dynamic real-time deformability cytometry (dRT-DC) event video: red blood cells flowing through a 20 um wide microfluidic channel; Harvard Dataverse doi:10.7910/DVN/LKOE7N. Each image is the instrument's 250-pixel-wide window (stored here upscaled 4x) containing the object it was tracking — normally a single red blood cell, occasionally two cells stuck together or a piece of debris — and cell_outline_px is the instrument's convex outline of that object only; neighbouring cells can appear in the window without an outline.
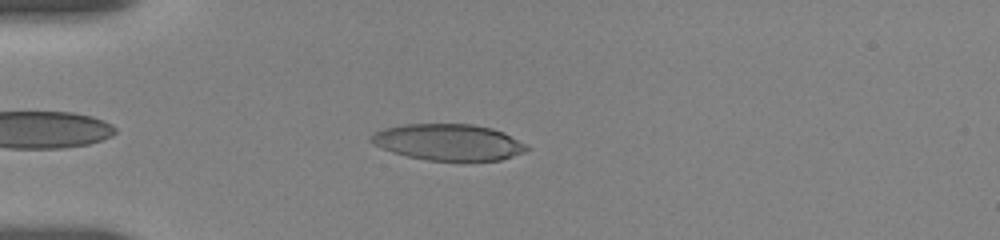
{"species": "human", "species_latin": "Homo sapiens", "temperature_condition": "room temperature", "stored_images_in_passage": 32, "camera_frame_rate_fps": 3000, "um_per_image_px": 0.085, "donor": {"sex": "female"}, "frame": {"image": 1, "passage_image": 6, "time_ms": 1.667, "image_size_px": [1000, 240], "cell_outline_px": [[532, 148], [524, 152], [500, 160], [428, 160], [408, 156], [392, 152], [372, 144], [368, 140], [368, 136], [372, 132], [384, 128], [404, 124], [472, 124], [492, 128], [504, 132], [528, 144]], "centroid_in_image_um": [38.1, 12.07], "position_along_channel_um": 46.9, "area_um2": 33.18}}
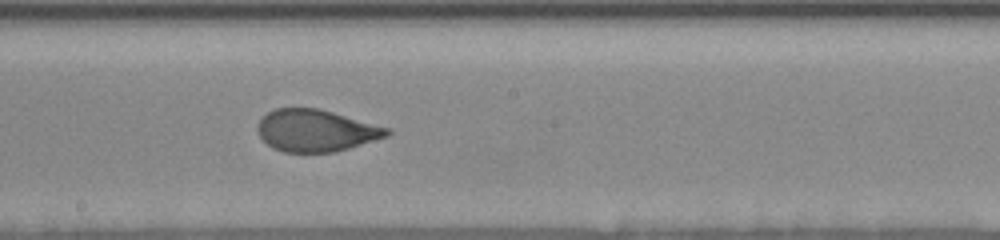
{"frame": {"image": 2, "passage_image": 18, "time_ms": 7.0, "image_size_px": [1000, 240], "cell_outline_px": [[392, 132], [388, 136], [348, 148], [332, 152], [284, 152], [272, 148], [260, 136], [256, 128], [260, 120], [268, 112], [276, 108], [316, 108], [332, 112], [392, 128]], "centroid_in_image_um": [26.87, 11.1], "position_along_channel_um": 221.3, "area_um2": 31.5}}
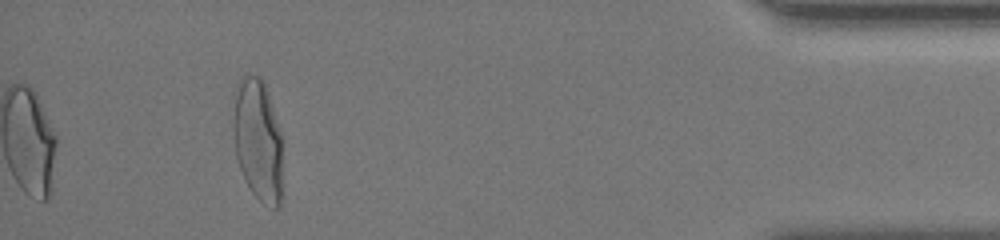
{"frame": {"image": 3, "passage_image": 32, "time_ms": 13.667, "image_size_px": [1000, 240], "cell_outline_px": [[280, 204], [276, 208], [272, 208], [260, 200], [252, 192], [240, 168], [236, 156], [232, 128], [232, 124], [236, 84], [244, 76], [260, 76], [264, 80], [280, 132]], "centroid_in_image_um": [21.88, 11.85], "position_along_channel_um": 413.3, "area_um2": 34.45}, "authors_computed_cell_mechanics": {"area_um2": 32.7148, "velocity_mm_per_s": 3.6662, "shape_relaxation_time_tau1_ms": 4.7522, "shape_relaxation_time_tau2_ms": null, "deformation_change_tau1": 0.1834, "deformation_change_tau2": null}}